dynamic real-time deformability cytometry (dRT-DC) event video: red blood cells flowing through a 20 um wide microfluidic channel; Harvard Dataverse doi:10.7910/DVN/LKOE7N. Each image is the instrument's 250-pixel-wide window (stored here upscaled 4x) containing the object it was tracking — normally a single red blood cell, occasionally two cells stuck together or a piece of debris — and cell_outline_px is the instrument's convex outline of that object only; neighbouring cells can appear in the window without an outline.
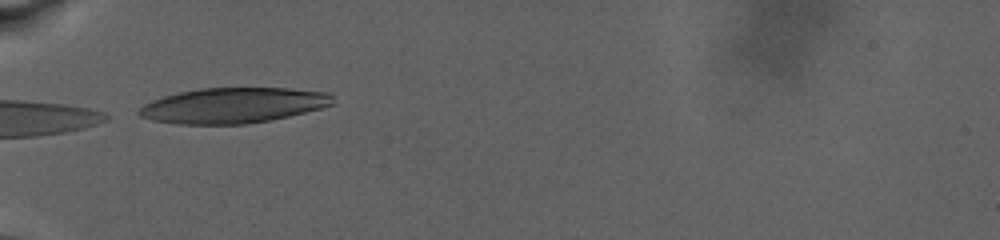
{"species": "human", "species_latin": "Homo sapiens", "temperature_condition": "warm", "stored_images_in_passage": 6, "camera_frame_rate_fps": 3000, "um_per_image_px": 0.085, "donor": {"sex": "male"}, "frame": {"image": 1, "passage_image": 1, "time_ms": 0.0, "image_size_px": [1000, 240], "cell_outline_px": [[336, 104], [272, 120], [244, 124], [180, 124], [152, 120], [140, 116], [136, 112], [144, 104], [152, 100], [164, 96], [180, 92], [200, 88], [288, 88], [328, 92], [332, 96]], "centroid_in_image_um": [19.83, 8.95], "position_along_channel_um": 65.2, "area_um2": 39.94}}